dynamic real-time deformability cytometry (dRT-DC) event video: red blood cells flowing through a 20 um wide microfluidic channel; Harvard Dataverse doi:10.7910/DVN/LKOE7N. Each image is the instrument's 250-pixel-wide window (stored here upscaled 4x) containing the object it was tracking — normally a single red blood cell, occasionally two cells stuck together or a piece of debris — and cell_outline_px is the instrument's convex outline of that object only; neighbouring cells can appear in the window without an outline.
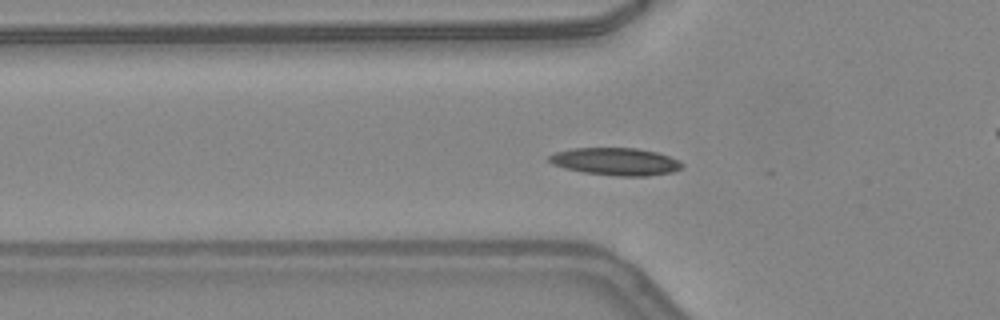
{"species": "common noctule bat (a hibernating species)", "species_latin": "Nyctalus noctula", "temperature_condition": "warm", "stored_images_in_passage": 46, "camera_frame_rate_fps": 3000, "um_per_image_px": 0.085, "animal": {"sex": "female", "body_mass_g": 24.6, "forearm_length_mm": 56.2}, "frame": {"image": 1, "passage_image": 18, "time_ms": 5.667, "image_size_px": [1000, 320], "cell_outline_px": [[684, 164], [680, 168], [672, 172], [648, 176], [616, 176], [584, 172], [564, 168], [552, 164], [548, 160], [548, 156], [556, 152], [572, 148], [636, 148], [656, 152], [680, 160]], "centroid_in_image_um": [52.33, 13.73], "position_along_channel_um": 73.5, "area_um2": 21.27}}
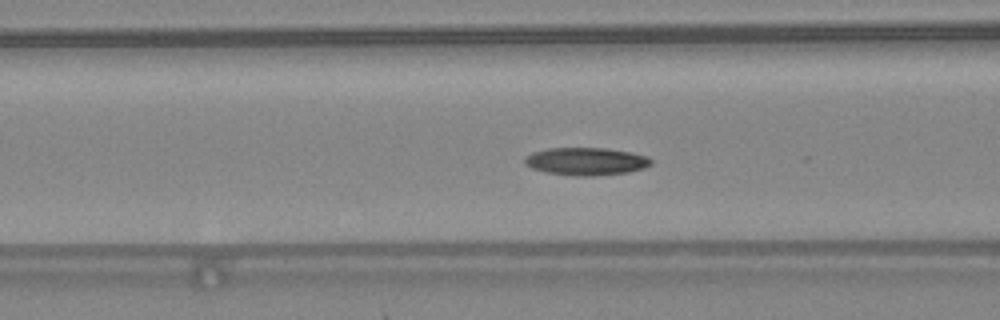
{"frame": {"image": 2, "passage_image": 21, "time_ms": 6.667, "image_size_px": [1000, 320], "cell_outline_px": [[652, 164], [644, 168], [628, 172], [592, 176], [576, 176], [548, 172], [532, 168], [524, 164], [524, 156], [532, 152], [548, 148], [604, 148], [632, 152], [648, 156], [652, 160]], "centroid_in_image_um": [49.82, 13.71], "position_along_channel_um": 116.8, "area_um2": 20.46}}
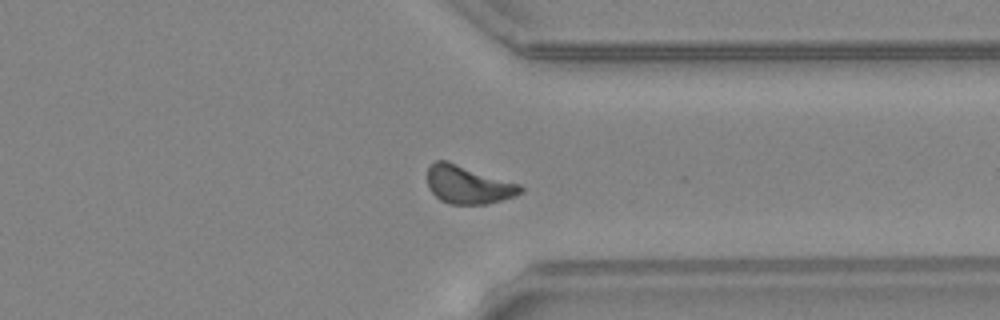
{"frame": {"image": 3, "passage_image": 39, "time_ms": 12.667, "image_size_px": [1000, 320], "cell_outline_px": [[524, 192], [516, 196], [488, 204], [448, 204], [440, 200], [428, 188], [428, 168], [436, 160], [448, 160], [520, 184], [524, 188]], "centroid_in_image_um": [39.82, 15.7], "position_along_channel_um": 371.6, "area_um2": 20.92}, "authors_computed_cell_mechanics": {"area_um2": 19.8254, "velocity_mm_per_s": 4.266, "shape_relaxation_time_tau1_ms": 3.2488, "shape_relaxation_time_tau2_ms": 5.0557, "deformation_change_tau1": 0.0954, "deformation_change_tau2": 0.137}}